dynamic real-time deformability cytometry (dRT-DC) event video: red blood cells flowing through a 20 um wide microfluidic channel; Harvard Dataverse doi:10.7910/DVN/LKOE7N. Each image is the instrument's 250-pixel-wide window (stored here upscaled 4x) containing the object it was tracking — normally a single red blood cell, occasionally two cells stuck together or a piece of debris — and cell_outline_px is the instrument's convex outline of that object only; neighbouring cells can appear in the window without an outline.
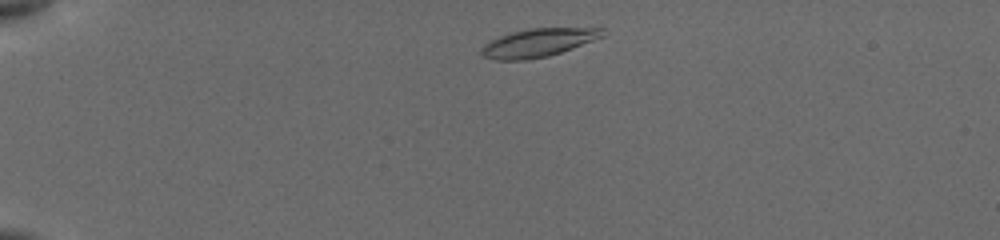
{"species": "common noctule bat (a hibernating species)", "species_latin": "Nyctalus noctula", "temperature_condition": "cold", "stored_images_in_passage": 16, "camera_frame_rate_fps": 3000, "um_per_image_px": 0.085, "animal": {"sex": "female", "body_mass_g": 19.5, "forearm_length_mm": 54.1}, "frame": {"image": 1, "passage_image": 4, "time_ms": 0.667, "image_size_px": [1000, 240], "cell_outline_px": [[604, 36], [572, 48], [548, 56], [524, 60], [496, 60], [484, 56], [480, 52], [480, 48], [484, 44], [500, 36], [512, 32], [528, 28], [604, 28]], "centroid_in_image_um": [45.73, 3.63], "position_along_channel_um": 39.3, "area_um2": 19.77}}